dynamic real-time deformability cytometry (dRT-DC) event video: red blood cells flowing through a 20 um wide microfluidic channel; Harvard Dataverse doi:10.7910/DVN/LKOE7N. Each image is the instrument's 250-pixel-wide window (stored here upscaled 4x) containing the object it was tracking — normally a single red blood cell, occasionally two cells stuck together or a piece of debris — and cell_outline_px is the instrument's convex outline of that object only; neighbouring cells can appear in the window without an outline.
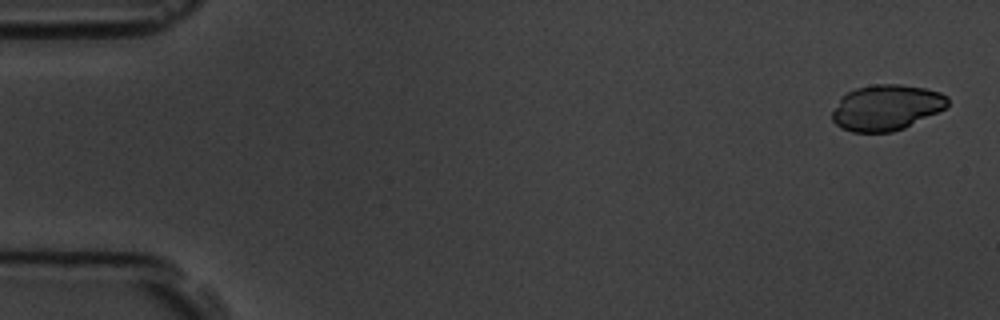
{"species": "common noctule bat (a hibernating species)", "species_latin": "Nyctalus noctula", "temperature_condition": "room temperature", "stored_images_in_passage": 6, "camera_frame_rate_fps": 3000, "um_per_image_px": 0.085, "animal": {"sex": "male", "body_mass_g": 19.5, "forearm_length_mm": 54.6}, "frame": {"image": 1, "passage_image": 1, "time_ms": 0.0, "image_size_px": [1000, 320], "cell_outline_px": [[948, 104], [944, 108], [904, 128], [892, 132], [852, 132], [840, 128], [832, 120], [832, 112], [840, 96], [856, 88], [872, 84], [900, 84], [924, 88], [940, 92], [948, 96]], "centroid_in_image_um": [75.3, 9.13], "position_along_channel_um": 9.7, "area_um2": 30.69}}